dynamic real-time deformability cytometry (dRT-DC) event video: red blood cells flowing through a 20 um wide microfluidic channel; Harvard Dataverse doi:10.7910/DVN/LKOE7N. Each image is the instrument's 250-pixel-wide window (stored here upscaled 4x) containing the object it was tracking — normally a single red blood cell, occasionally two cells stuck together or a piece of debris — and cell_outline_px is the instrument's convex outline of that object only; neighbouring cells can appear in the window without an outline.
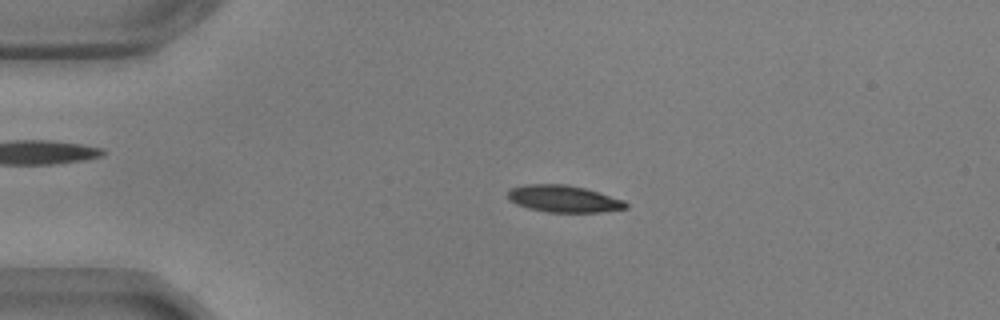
{"species": "common noctule bat (a hibernating species)", "species_latin": "Nyctalus noctula", "temperature_condition": "warm", "stored_images_in_passage": 55, "camera_frame_rate_fps": 3000, "um_per_image_px": 0.085, "animal": {"sex": "male", "body_mass_g": 17.9, "forearm_length_mm": 54.2}, "frame": {"image": 1, "passage_image": 12, "time_ms": 3.667, "image_size_px": [1000, 320], "cell_outline_px": [[628, 208], [600, 212], [548, 212], [528, 208], [516, 204], [508, 200], [508, 188], [524, 184], [568, 184], [600, 192], [624, 200], [628, 204]], "centroid_in_image_um": [47.89, 16.89], "position_along_channel_um": 37.1, "area_um2": 18.73}}
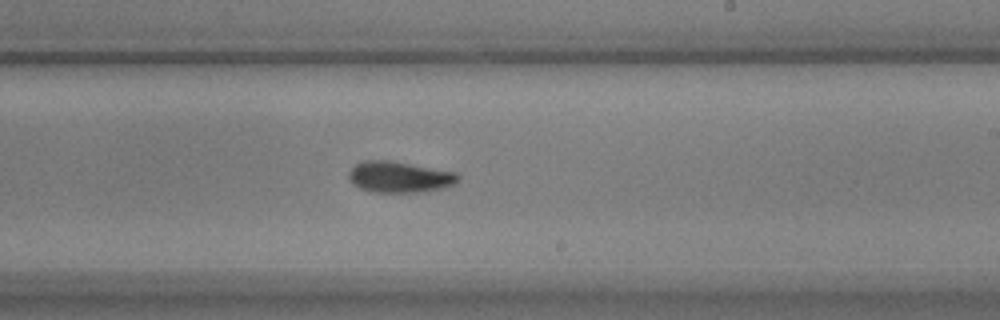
{"frame": {"image": 2, "passage_image": 33, "time_ms": 10.667, "image_size_px": [1000, 320], "cell_outline_px": [[460, 180], [448, 188], [424, 192], [372, 192], [360, 188], [352, 184], [348, 176], [348, 172], [356, 164], [364, 160], [392, 160], [456, 172], [460, 176]], "centroid_in_image_um": [33.99, 15.05], "position_along_channel_um": 255.0, "area_um2": 20.23}}
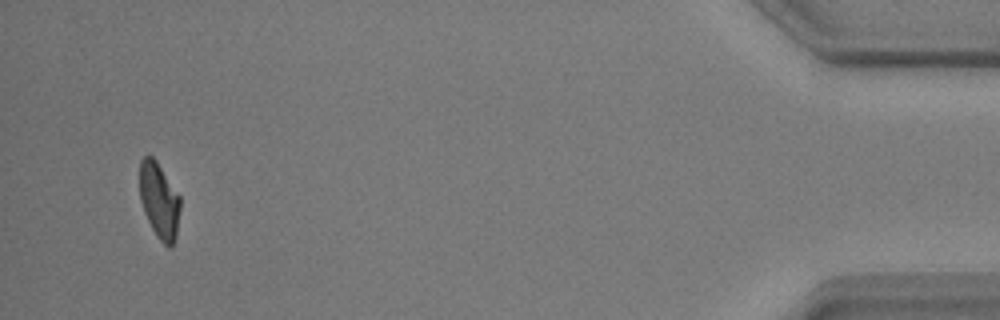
{"frame": {"image": 3, "passage_image": 53, "time_ms": 17.333, "image_size_px": [1000, 320], "cell_outline_px": [[180, 208], [176, 236], [172, 244], [168, 248], [156, 236], [144, 212], [140, 200], [140, 160], [144, 156], [152, 156], [156, 160], [180, 196]], "centroid_in_image_um": [13.53, 17.04], "position_along_channel_um": 421.7, "area_um2": 17.8}, "authors_computed_cell_mechanics": {"area_um2": 19.1318, "velocity_mm_per_s": 3.6315, "shape_relaxation_time_tau1_ms": 6.4556, "shape_relaxation_time_tau2_ms": 3.0857, "deformation_change_tau1": 0.1831, "deformation_change_tau2": 0.0869}}